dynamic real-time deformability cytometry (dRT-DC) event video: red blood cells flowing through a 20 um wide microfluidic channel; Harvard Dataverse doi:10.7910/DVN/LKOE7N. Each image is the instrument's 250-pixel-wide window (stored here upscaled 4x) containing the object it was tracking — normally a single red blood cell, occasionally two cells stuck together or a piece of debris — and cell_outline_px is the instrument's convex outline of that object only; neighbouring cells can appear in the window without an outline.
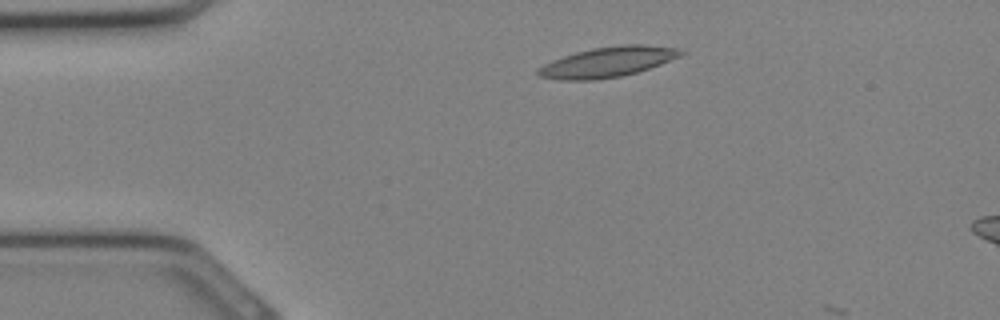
{"species": "Egyptian fruit bat (a non-hibernating species)", "species_latin": "Rousettus aegyptiacus", "temperature_condition": "cold", "stored_images_in_passage": 5, "camera_frame_rate_fps": 3000, "um_per_image_px": 0.085, "animal": {"sex": "female"}, "frame": {"image": 1, "passage_image": 4, "time_ms": 1.0, "image_size_px": [1000, 320], "cell_outline_px": [[684, 52], [680, 56], [660, 64], [636, 72], [620, 76], [596, 80], [560, 80], [540, 76], [536, 72], [536, 68], [552, 60], [576, 52], [592, 48], [620, 44], [640, 44], [680, 48]], "centroid_in_image_um": [51.63, 5.26], "position_along_channel_um": 33.4, "area_um2": 25.03}}